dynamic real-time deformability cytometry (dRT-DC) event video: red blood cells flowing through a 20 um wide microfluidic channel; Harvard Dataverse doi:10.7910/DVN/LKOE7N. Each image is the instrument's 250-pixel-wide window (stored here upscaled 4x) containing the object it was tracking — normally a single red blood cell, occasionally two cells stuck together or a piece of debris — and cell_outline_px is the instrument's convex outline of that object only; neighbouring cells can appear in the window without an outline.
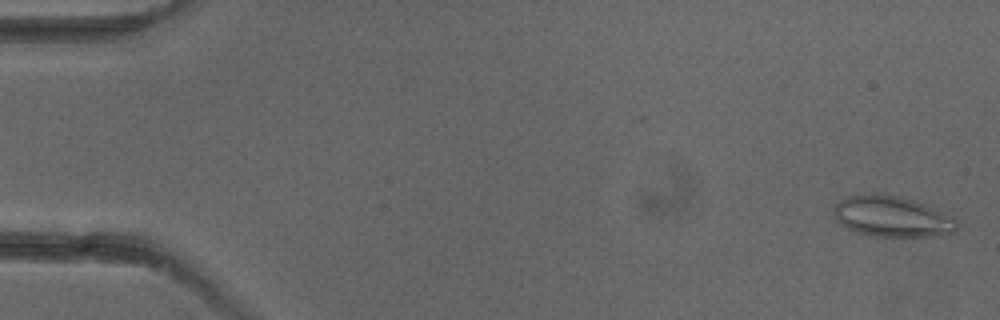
{"species": "common noctule bat (a hibernating species)", "species_latin": "Nyctalus noctula", "temperature_condition": "cold", "stored_images_in_passage": 5, "camera_frame_rate_fps": 3000, "um_per_image_px": 0.085, "animal": {"sex": "female"}, "frame": {"image": 1, "passage_image": 1, "time_ms": 0.0, "image_size_px": [1000, 320], "cell_outline_px": [[960, 228], [956, 232], [944, 236], [872, 236], [856, 232], [840, 224], [836, 220], [832, 212], [836, 204], [844, 196], [872, 192], [876, 192], [896, 196], [912, 200], [924, 204], [956, 220]], "centroid_in_image_um": [75.79, 18.4], "position_along_channel_um": 9.2, "area_um2": 29.48}}